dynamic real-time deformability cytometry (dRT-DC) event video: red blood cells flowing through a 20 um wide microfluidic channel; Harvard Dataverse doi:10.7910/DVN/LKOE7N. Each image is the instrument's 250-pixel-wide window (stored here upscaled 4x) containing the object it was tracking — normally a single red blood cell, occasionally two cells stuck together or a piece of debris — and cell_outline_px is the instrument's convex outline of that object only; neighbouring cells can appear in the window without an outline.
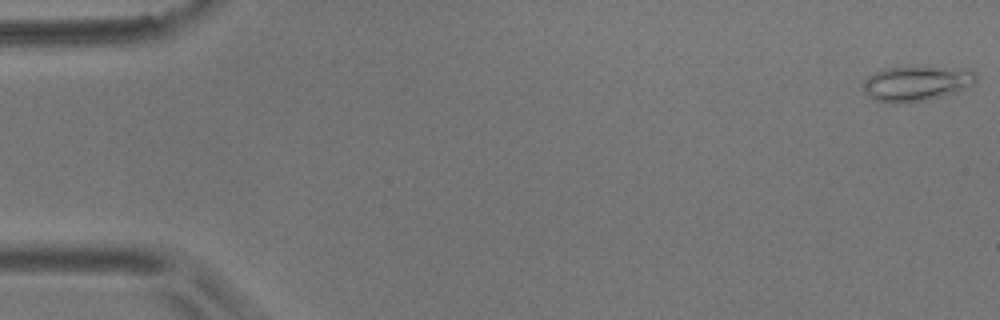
{"species": "common noctule bat (a hibernating species)", "species_latin": "Nyctalus noctula", "temperature_condition": "room temperature", "stored_images_in_passage": 13, "camera_frame_rate_fps": 3000, "um_per_image_px": 0.085, "animal": {"sex": "male", "body_mass_g": 17.9}, "frame": {"image": 1, "passage_image": 1, "time_ms": 0.0, "image_size_px": [1000, 320], "cell_outline_px": [[976, 80], [972, 84], [956, 92], [908, 104], [892, 104], [872, 100], [864, 92], [860, 84], [868, 76], [876, 72], [888, 68], [908, 64], [924, 64], [960, 68], [976, 72]], "centroid_in_image_um": [77.84, 7.06], "position_along_channel_um": 7.2, "area_um2": 24.22}}